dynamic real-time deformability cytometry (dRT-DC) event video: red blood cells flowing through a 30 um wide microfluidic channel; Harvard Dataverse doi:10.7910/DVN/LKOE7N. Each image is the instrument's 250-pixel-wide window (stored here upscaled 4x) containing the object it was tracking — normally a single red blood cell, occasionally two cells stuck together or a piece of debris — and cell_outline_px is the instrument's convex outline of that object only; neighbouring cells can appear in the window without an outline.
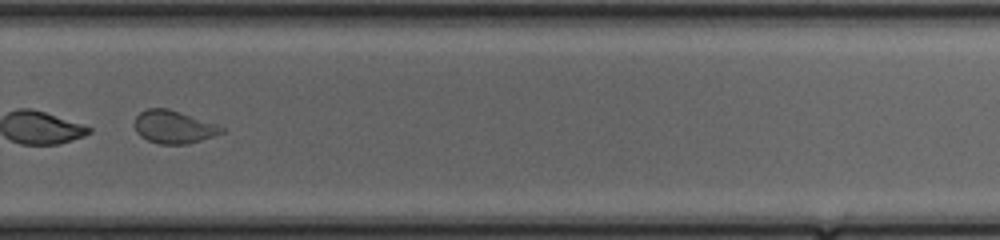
{"species": "common noctule bat (a hibernating species)", "species_latin": "Nyctalus noctula", "temperature_condition": "cold", "stored_images_in_passage": 51, "segment_of_instrument_passage": [2, 2], "camera_frame_rate_fps": 3000, "um_per_image_px": 0.085, "animal": {"sex": "female", "body_mass_g": 20.0, "forearm_length_mm": 54.0}, "frame": {"image": 1, "passage_image": 38, "time_ms": 12.333, "image_size_px": [1000, 240], "cell_outline_px": [[224, 132], [188, 144], [160, 144], [148, 140], [140, 136], [136, 132], [136, 116], [140, 112], [148, 108], [168, 108], [220, 124], [224, 128]], "centroid_in_image_um": [14.8, 10.78], "position_along_channel_um": 315.0, "area_um2": 16.7}}